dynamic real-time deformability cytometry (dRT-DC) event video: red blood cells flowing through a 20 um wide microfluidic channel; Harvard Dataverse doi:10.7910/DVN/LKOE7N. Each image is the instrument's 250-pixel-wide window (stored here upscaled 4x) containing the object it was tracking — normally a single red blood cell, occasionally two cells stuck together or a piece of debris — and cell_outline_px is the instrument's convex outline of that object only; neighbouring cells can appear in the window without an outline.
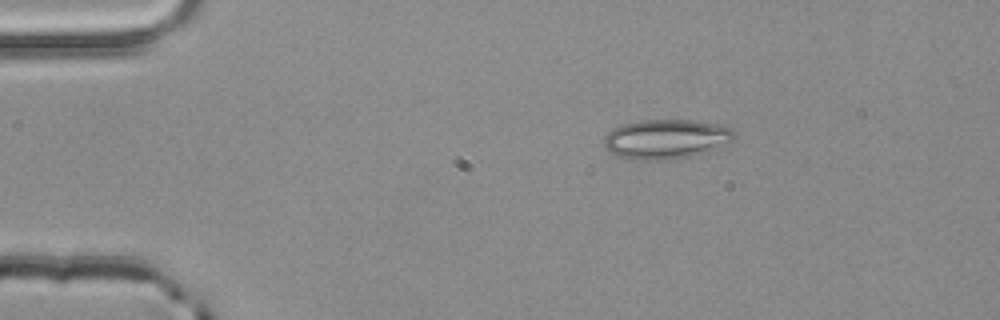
{"species": "common noctule bat (a hibernating species)", "species_latin": "Nyctalus noctula", "temperature_condition": "room temperature", "stored_images_in_passage": 2, "camera_frame_rate_fps": 3000, "um_per_image_px": 0.085, "animal": {"sex": "male", "body_mass_g": 20.4}, "frame": {"image": 1, "passage_image": 1, "time_ms": 0.0, "image_size_px": [1000, 320], "cell_outline_px": [[736, 132], [732, 140], [708, 152], [676, 160], [636, 160], [616, 156], [608, 152], [604, 148], [604, 136], [612, 128], [620, 124], [640, 120], [692, 120], [720, 124], [732, 128]], "centroid_in_image_um": [56.58, 11.83], "position_along_channel_um": 28.4, "area_um2": 30.63}}